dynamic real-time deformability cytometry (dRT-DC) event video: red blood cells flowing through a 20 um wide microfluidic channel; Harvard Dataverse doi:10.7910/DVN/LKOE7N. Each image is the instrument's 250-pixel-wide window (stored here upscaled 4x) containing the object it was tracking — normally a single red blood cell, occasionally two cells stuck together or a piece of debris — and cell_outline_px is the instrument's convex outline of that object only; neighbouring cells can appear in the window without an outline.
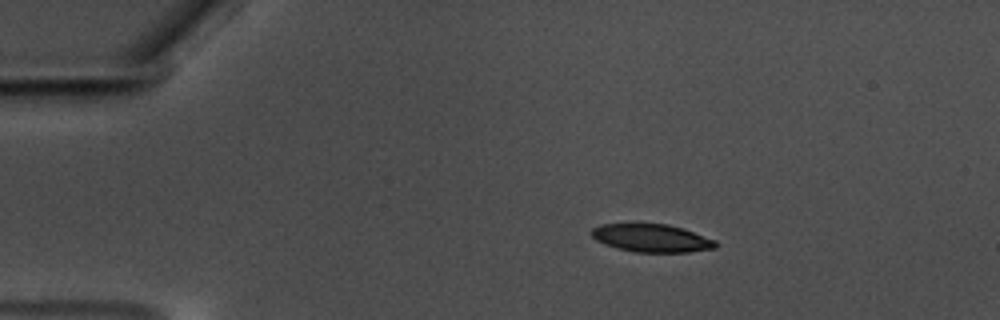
{"species": "common noctule bat (a hibernating species)", "species_latin": "Nyctalus noctula", "temperature_condition": "warm", "stored_images_in_passage": 48, "camera_frame_rate_fps": 3000, "um_per_image_px": 0.085, "animal": {"sex": "male", "body_mass_g": 17.5, "forearm_length_mm": 52.3}, "frame": {"image": 1, "passage_image": 1, "time_ms": 0.0, "image_size_px": [1000, 320], "cell_outline_px": [[716, 248], [688, 252], [636, 252], [616, 248], [604, 244], [596, 240], [592, 236], [592, 228], [600, 224], [668, 224], [684, 228], [716, 240]], "centroid_in_image_um": [55.4, 20.24], "position_along_channel_um": 29.6, "area_um2": 20.23}}
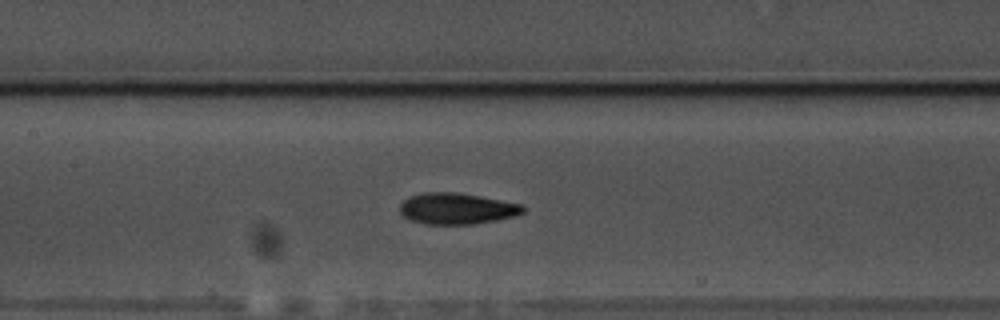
{"frame": {"image": 2, "passage_image": 18, "time_ms": 5.667, "image_size_px": [1000, 320], "cell_outline_px": [[524, 212], [516, 216], [496, 220], [472, 224], [424, 224], [412, 220], [404, 216], [400, 212], [400, 204], [408, 196], [420, 192], [460, 192], [524, 204]], "centroid_in_image_um": [38.84, 17.71], "position_along_channel_um": 168.6, "area_um2": 22.66}}
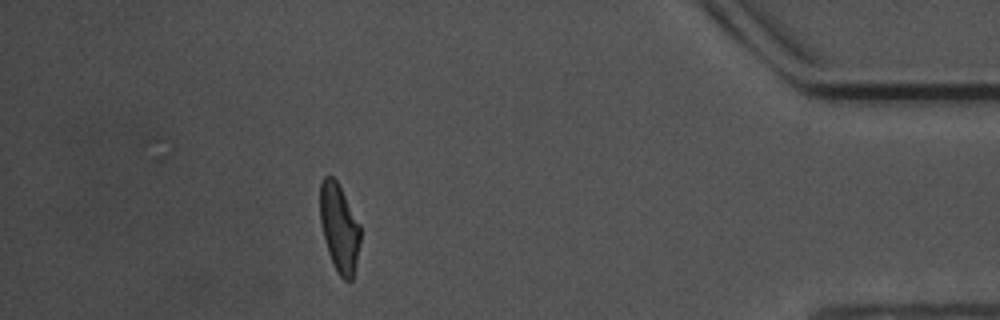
{"frame": {"image": 3, "passage_image": 42, "time_ms": 13.667, "image_size_px": [1000, 320], "cell_outline_px": [[360, 244], [352, 280], [344, 280], [336, 272], [332, 264], [328, 252], [320, 220], [320, 184], [324, 176], [332, 176], [336, 180], [360, 224]], "centroid_in_image_um": [28.83, 19.39], "position_along_channel_um": 406.4, "area_um2": 20.58}, "authors_computed_cell_mechanics": {"area_um2": 21.6461, "velocity_mm_per_s": 3.55, "shape_relaxation_time_tau1_ms": 2.9047, "shape_relaxation_time_tau2_ms": 2.0123, "deformation_change_tau1": 0.1691, "deformation_change_tau2": 0.0923}}